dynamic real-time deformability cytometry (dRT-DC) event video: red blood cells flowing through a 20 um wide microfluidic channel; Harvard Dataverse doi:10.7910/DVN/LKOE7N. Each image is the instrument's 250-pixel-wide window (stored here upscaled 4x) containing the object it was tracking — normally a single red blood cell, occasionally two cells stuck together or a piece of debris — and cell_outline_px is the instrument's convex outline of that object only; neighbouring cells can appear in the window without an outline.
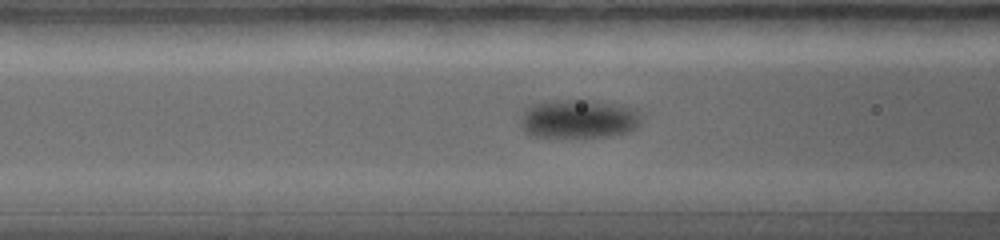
{"species": "common noctule bat (a hibernating species)", "species_latin": "Nyctalus noctula", "temperature_condition": "warm", "stored_images_in_passage": 32, "camera_frame_rate_fps": 5000, "um_per_image_px": 0.085, "animal": {"sex": "female", "body_mass_g": 19.0, "forearm_length_mm": 56.7}, "frame": {"image": 1, "passage_image": 12, "time_ms": 2.8, "image_size_px": [1000, 240], "cell_outline_px": [[640, 124], [636, 128], [628, 132], [608, 136], [532, 136], [524, 132], [520, 124], [520, 120], [524, 108], [532, 104], [552, 100], [592, 100], [624, 104], [636, 108], [640, 116]], "centroid_in_image_um": [49.19, 10.08], "position_along_channel_um": 117.4, "area_um2": 27.57}}
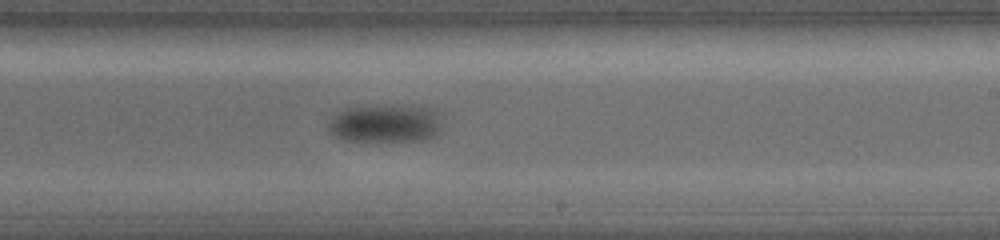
{"frame": {"image": 2, "passage_image": 21, "time_ms": 5.0, "image_size_px": [1000, 240], "cell_outline_px": [[440, 132], [436, 136], [428, 140], [340, 140], [328, 128], [328, 124], [336, 112], [348, 108], [380, 104], [388, 104], [432, 108], [440, 116]], "centroid_in_image_um": [32.78, 10.47], "position_along_channel_um": 256.2, "area_um2": 25.43}}
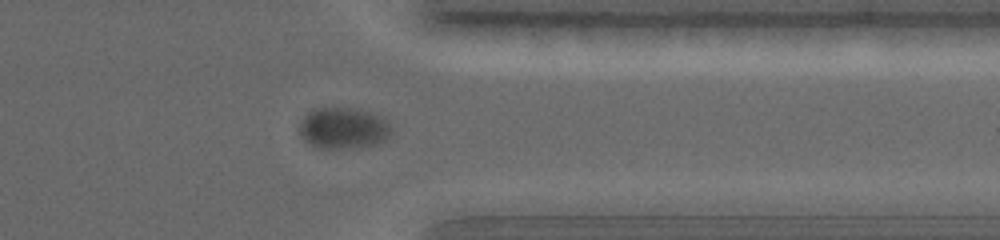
{"frame": {"image": 3, "passage_image": 29, "time_ms": 7.0, "image_size_px": [1000, 240], "cell_outline_px": [[392, 132], [384, 140], [360, 148], [316, 148], [308, 144], [300, 136], [300, 120], [312, 108], [356, 108], [380, 116], [388, 120], [392, 128]], "centroid_in_image_um": [29.16, 10.89], "position_along_channel_um": 382.2, "area_um2": 22.37}}